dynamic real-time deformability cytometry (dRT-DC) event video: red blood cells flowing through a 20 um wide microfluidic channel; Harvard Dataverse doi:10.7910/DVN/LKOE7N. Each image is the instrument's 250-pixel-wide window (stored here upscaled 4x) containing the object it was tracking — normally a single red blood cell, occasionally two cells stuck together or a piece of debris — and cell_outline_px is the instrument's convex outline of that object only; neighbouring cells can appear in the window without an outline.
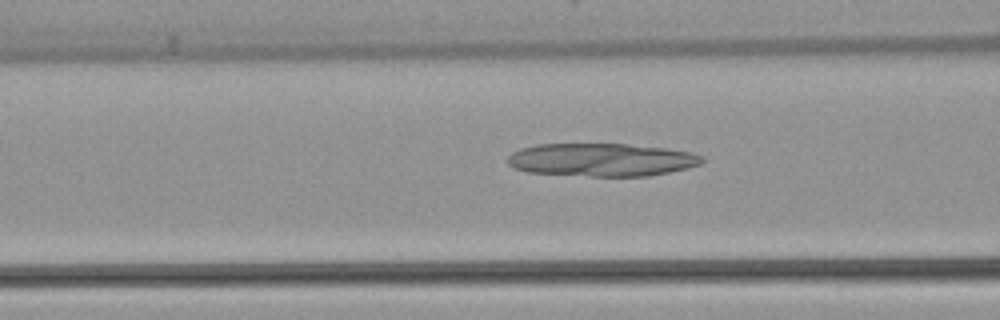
{"species": "common noctule bat (a hibernating species)", "species_latin": "Nyctalus noctula", "temperature_condition": "warm", "stored_images_in_passage": 46, "camera_frame_rate_fps": 3000, "um_per_image_px": 0.085, "animal": {"sex": "female", "body_mass_g": 22.7, "forearm_length_mm": 54.2}, "frame": {"image": 1, "passage_image": 15, "time_ms": 4.667, "image_size_px": [1000, 320], "cell_outline_px": [[704, 160], [700, 164], [688, 168], [648, 176], [592, 176], [528, 172], [516, 168], [508, 164], [508, 156], [512, 152], [520, 148], [536, 144], [628, 144], [664, 148], [692, 152], [704, 156]], "centroid_in_image_um": [51.15, 13.57], "position_along_channel_um": 115.5, "area_um2": 37.4}}
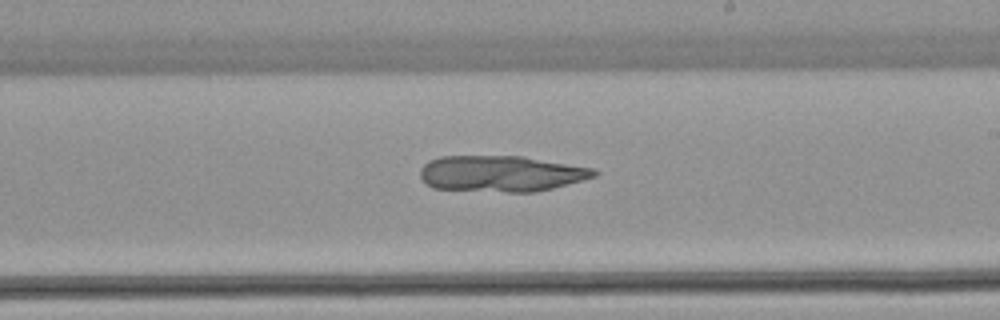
{"frame": {"image": 2, "passage_image": 25, "time_ms": 8.0, "image_size_px": [1000, 320], "cell_outline_px": [[600, 172], [596, 176], [552, 188], [536, 192], [508, 192], [432, 188], [420, 176], [420, 168], [428, 160], [440, 156], [520, 156], [592, 168]], "centroid_in_image_um": [42.56, 14.75], "position_along_channel_um": 246.4, "area_um2": 36.36}}
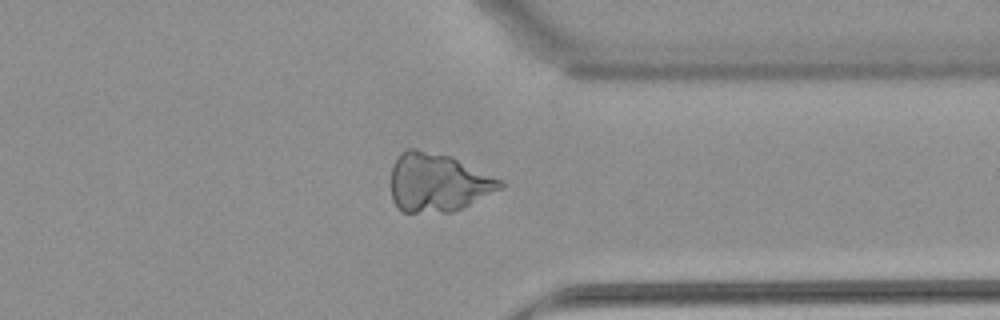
{"frame": {"image": 3, "passage_image": 35, "time_ms": 11.333, "image_size_px": [1000, 320], "cell_outline_px": [[504, 184], [500, 188], [464, 208], [452, 212], [404, 212], [396, 208], [392, 200], [392, 164], [400, 152], [408, 148], [416, 148], [452, 156], [504, 180]], "centroid_in_image_um": [37.21, 15.5], "position_along_channel_um": 374.2, "area_um2": 37.63}}